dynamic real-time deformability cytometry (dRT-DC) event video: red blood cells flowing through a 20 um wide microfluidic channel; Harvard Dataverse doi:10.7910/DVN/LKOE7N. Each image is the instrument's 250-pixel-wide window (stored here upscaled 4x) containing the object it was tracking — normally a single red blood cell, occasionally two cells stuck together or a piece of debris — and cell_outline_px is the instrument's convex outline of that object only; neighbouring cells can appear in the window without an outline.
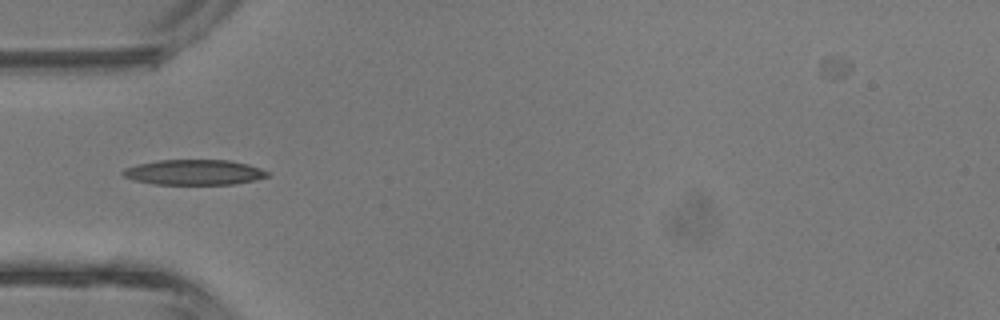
{"species": "common noctule bat (a hibernating species)", "species_latin": "Nyctalus noctula", "temperature_condition": "room temperature", "stored_images_in_passage": 26, "camera_frame_rate_fps": 3000, "um_per_image_px": 0.085, "animal": {"sex": "male", "body_mass_g": 13.3}, "frame": {"image": 1, "passage_image": 1, "time_ms": 0.0, "image_size_px": [1000, 320], "cell_outline_px": [[268, 176], [256, 180], [236, 184], [152, 184], [136, 180], [124, 176], [120, 172], [124, 168], [136, 164], [156, 160], [228, 160], [248, 164], [260, 168], [268, 172]], "centroid_in_image_um": [16.48, 14.64], "position_along_channel_um": 68.5, "area_um2": 21.33}}
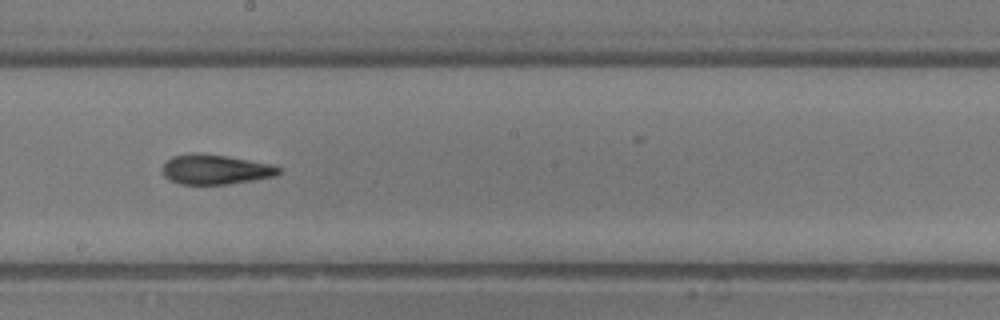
{"frame": {"image": 2, "passage_image": 11, "time_ms": 3.333, "image_size_px": [1000, 320], "cell_outline_px": [[284, 168], [276, 176], [228, 184], [180, 184], [164, 176], [164, 164], [172, 156], [192, 152], [200, 152], [228, 156], [272, 164]], "centroid_in_image_um": [18.35, 14.38], "position_along_channel_um": 229.8, "area_um2": 20.29}}
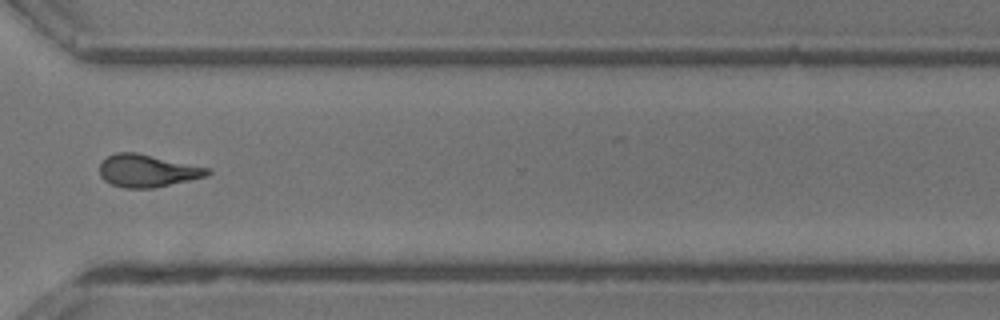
{"frame": {"image": 3, "passage_image": 19, "time_ms": 6.0, "image_size_px": [1000, 320], "cell_outline_px": [[212, 172], [208, 176], [156, 188], [124, 188], [112, 184], [104, 180], [100, 176], [100, 164], [108, 156], [116, 152], [136, 152], [208, 168]], "centroid_in_image_um": [12.53, 14.52], "position_along_channel_um": 358.1, "area_um2": 20.4}, "authors_computed_cell_mechanics": {"area_um2": 20.2878, "velocity_mm_per_s": 4.8158, "shape_relaxation_time_tau1_ms": 5.4181, "shape_relaxation_time_tau2_ms": 1.9082, "deformation_change_tau1": 0.2084, "deformation_change_tau2": 0.1224}}